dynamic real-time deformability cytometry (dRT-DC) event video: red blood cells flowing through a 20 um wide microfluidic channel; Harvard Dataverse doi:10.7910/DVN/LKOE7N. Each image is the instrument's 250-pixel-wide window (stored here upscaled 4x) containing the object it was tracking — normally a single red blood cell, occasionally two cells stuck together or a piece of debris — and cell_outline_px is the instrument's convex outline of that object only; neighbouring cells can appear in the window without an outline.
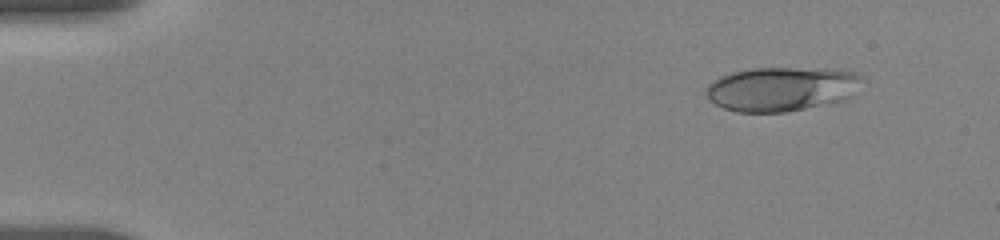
{"species": "human", "species_latin": "Homo sapiens", "temperature_condition": "room temperature", "stored_images_in_passage": 12, "camera_frame_rate_fps": 3000, "um_per_image_px": 0.085, "donor": {"sex": "female"}, "frame": {"image": 1, "passage_image": 3, "time_ms": 1.667, "image_size_px": [1000, 240], "cell_outline_px": [[864, 80], [852, 96], [844, 100], [784, 112], [736, 112], [724, 108], [708, 100], [704, 92], [704, 88], [712, 80], [720, 76], [732, 72], [756, 68], [820, 68], [856, 72]], "centroid_in_image_um": [66.4, 7.55], "position_along_channel_um": 18.6, "area_um2": 40.46}}
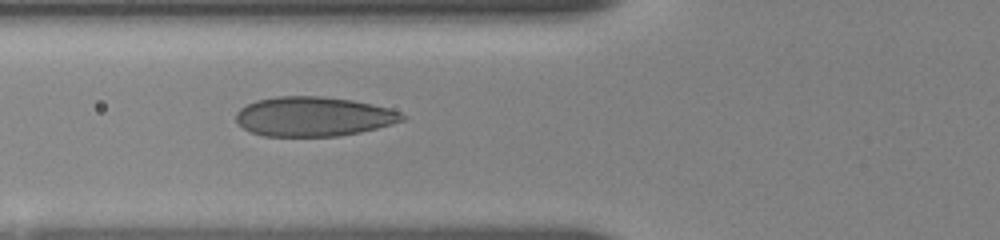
{"frame": {"image": 2, "passage_image": 11, "time_ms": 6.667, "image_size_px": [1000, 240], "cell_outline_px": [[408, 116], [404, 120], [392, 124], [360, 132], [340, 136], [264, 136], [252, 132], [244, 128], [236, 120], [236, 112], [240, 108], [256, 100], [276, 96], [320, 96], [352, 100], [388, 108], [400, 112]], "centroid_in_image_um": [26.65, 9.9], "position_along_channel_um": 99.1, "area_um2": 38.21}}
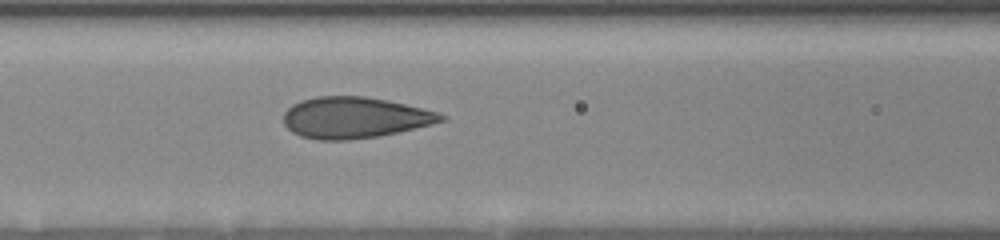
{"frame": {"image": 3, "passage_image": 12, "time_ms": 7.667, "image_size_px": [1000, 240], "cell_outline_px": [[448, 120], [416, 128], [380, 136], [348, 140], [316, 140], [300, 136], [292, 132], [284, 124], [284, 112], [292, 104], [300, 100], [316, 96], [364, 96], [388, 100], [424, 108], [440, 112], [448, 116]], "centroid_in_image_um": [30.18, 9.99], "position_along_channel_um": 136.4, "area_um2": 38.26}}